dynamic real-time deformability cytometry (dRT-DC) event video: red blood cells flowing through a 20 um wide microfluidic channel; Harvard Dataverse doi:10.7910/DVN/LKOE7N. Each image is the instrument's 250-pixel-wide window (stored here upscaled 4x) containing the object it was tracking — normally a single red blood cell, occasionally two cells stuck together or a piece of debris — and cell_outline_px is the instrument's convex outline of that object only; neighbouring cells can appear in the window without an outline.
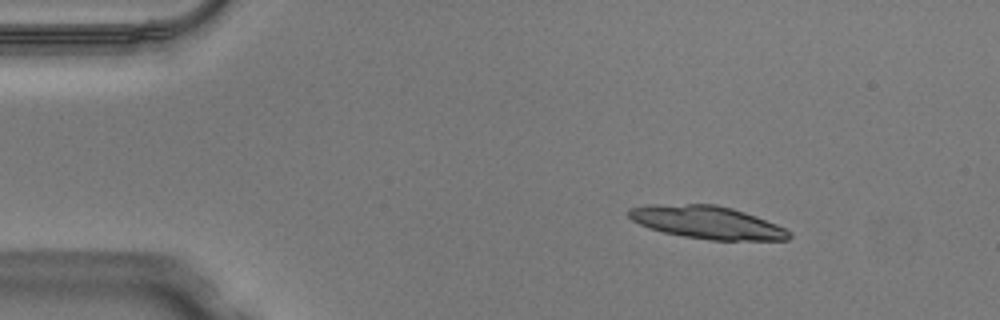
{"species": "Egyptian fruit bat (a non-hibernating species)", "species_latin": "Rousettus aegyptiacus", "temperature_condition": "warm", "stored_images_in_passage": 9, "camera_frame_rate_fps": 3000, "um_per_image_px": 0.085, "animal": {"sex": "male"}, "frame": {"image": 1, "passage_image": 1, "time_ms": 0.0, "image_size_px": [1000, 320], "cell_outline_px": [[792, 236], [788, 240], [712, 240], [684, 236], [664, 232], [640, 224], [632, 220], [628, 216], [628, 208], [648, 204], [716, 204], [732, 208], [756, 216], [776, 224], [792, 232]], "centroid_in_image_um": [60.12, 18.89], "position_along_channel_um": 24.9, "area_um2": 30.58}}
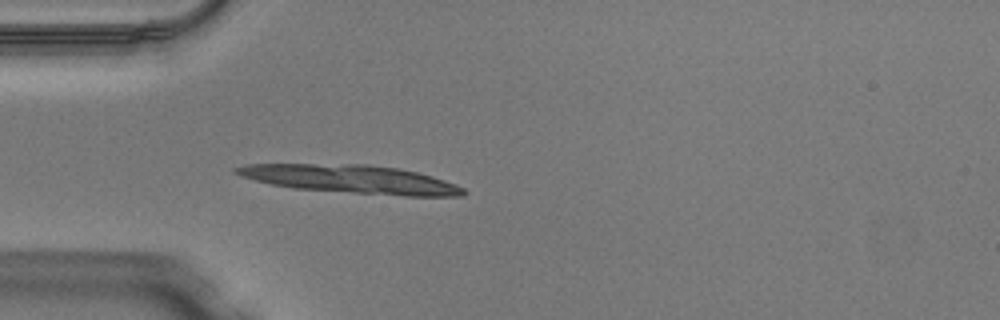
{"frame": {"image": 2, "passage_image": 8, "time_ms": 2.333, "image_size_px": [1000, 320], "cell_outline_px": [[468, 192], [464, 196], [404, 196], [292, 188], [272, 184], [256, 180], [232, 172], [232, 168], [244, 164], [368, 164], [396, 168], [416, 172], [432, 176], [456, 184], [464, 188]], "centroid_in_image_um": [29.86, 15.23], "position_along_channel_um": 55.1, "area_um2": 37.34}}